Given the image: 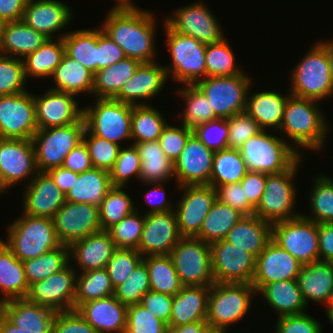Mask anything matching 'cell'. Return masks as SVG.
<instances>
[{
	"label": "cell",
	"instance_id": "obj_1",
	"mask_svg": "<svg viewBox=\"0 0 333 333\" xmlns=\"http://www.w3.org/2000/svg\"><path fill=\"white\" fill-rule=\"evenodd\" d=\"M100 26L123 50L126 57L140 63L155 62L156 22L154 14L131 3L112 7Z\"/></svg>",
	"mask_w": 333,
	"mask_h": 333
},
{
	"label": "cell",
	"instance_id": "obj_2",
	"mask_svg": "<svg viewBox=\"0 0 333 333\" xmlns=\"http://www.w3.org/2000/svg\"><path fill=\"white\" fill-rule=\"evenodd\" d=\"M317 103L316 100L293 95L288 97L279 130L282 136L286 134L289 140H292L293 148L295 145L299 146L298 148L310 149V151H318L323 148L327 134H329V126Z\"/></svg>",
	"mask_w": 333,
	"mask_h": 333
},
{
	"label": "cell",
	"instance_id": "obj_3",
	"mask_svg": "<svg viewBox=\"0 0 333 333\" xmlns=\"http://www.w3.org/2000/svg\"><path fill=\"white\" fill-rule=\"evenodd\" d=\"M290 94L316 101L333 95V73L326 46L319 41L291 71Z\"/></svg>",
	"mask_w": 333,
	"mask_h": 333
},
{
	"label": "cell",
	"instance_id": "obj_4",
	"mask_svg": "<svg viewBox=\"0 0 333 333\" xmlns=\"http://www.w3.org/2000/svg\"><path fill=\"white\" fill-rule=\"evenodd\" d=\"M261 130L239 148L247 171L278 174L288 170L302 155L300 149L276 135ZM297 148V149H296ZM299 151V152H298Z\"/></svg>",
	"mask_w": 333,
	"mask_h": 333
},
{
	"label": "cell",
	"instance_id": "obj_5",
	"mask_svg": "<svg viewBox=\"0 0 333 333\" xmlns=\"http://www.w3.org/2000/svg\"><path fill=\"white\" fill-rule=\"evenodd\" d=\"M3 242L21 261L37 258L57 248L58 241L53 219L22 214L7 228Z\"/></svg>",
	"mask_w": 333,
	"mask_h": 333
},
{
	"label": "cell",
	"instance_id": "obj_6",
	"mask_svg": "<svg viewBox=\"0 0 333 333\" xmlns=\"http://www.w3.org/2000/svg\"><path fill=\"white\" fill-rule=\"evenodd\" d=\"M166 45L170 52L171 63L164 66L168 77L184 85H195L206 77V45L193 37L173 31L166 23ZM172 74V75H171Z\"/></svg>",
	"mask_w": 333,
	"mask_h": 333
},
{
	"label": "cell",
	"instance_id": "obj_7",
	"mask_svg": "<svg viewBox=\"0 0 333 333\" xmlns=\"http://www.w3.org/2000/svg\"><path fill=\"white\" fill-rule=\"evenodd\" d=\"M301 159L302 156L282 173L266 174L264 194L254 211V214L263 221L274 224L301 215L293 211L296 204V194H298L293 181Z\"/></svg>",
	"mask_w": 333,
	"mask_h": 333
},
{
	"label": "cell",
	"instance_id": "obj_8",
	"mask_svg": "<svg viewBox=\"0 0 333 333\" xmlns=\"http://www.w3.org/2000/svg\"><path fill=\"white\" fill-rule=\"evenodd\" d=\"M256 293L252 284L214 283L209 291L207 323L227 332L231 324L247 315Z\"/></svg>",
	"mask_w": 333,
	"mask_h": 333
},
{
	"label": "cell",
	"instance_id": "obj_9",
	"mask_svg": "<svg viewBox=\"0 0 333 333\" xmlns=\"http://www.w3.org/2000/svg\"><path fill=\"white\" fill-rule=\"evenodd\" d=\"M95 102V106L83 108L85 128L91 134L118 145L124 140H132V105L113 98H96Z\"/></svg>",
	"mask_w": 333,
	"mask_h": 333
},
{
	"label": "cell",
	"instance_id": "obj_10",
	"mask_svg": "<svg viewBox=\"0 0 333 333\" xmlns=\"http://www.w3.org/2000/svg\"><path fill=\"white\" fill-rule=\"evenodd\" d=\"M245 72L233 76L205 77L195 85L209 100L218 119H228L246 109L247 94L252 88V78Z\"/></svg>",
	"mask_w": 333,
	"mask_h": 333
},
{
	"label": "cell",
	"instance_id": "obj_11",
	"mask_svg": "<svg viewBox=\"0 0 333 333\" xmlns=\"http://www.w3.org/2000/svg\"><path fill=\"white\" fill-rule=\"evenodd\" d=\"M84 130L83 117L74 124L38 129L32 137L38 171L62 166L65 157L82 141Z\"/></svg>",
	"mask_w": 333,
	"mask_h": 333
},
{
	"label": "cell",
	"instance_id": "obj_12",
	"mask_svg": "<svg viewBox=\"0 0 333 333\" xmlns=\"http://www.w3.org/2000/svg\"><path fill=\"white\" fill-rule=\"evenodd\" d=\"M170 257L183 286L211 287L215 283L209 243L195 237H182Z\"/></svg>",
	"mask_w": 333,
	"mask_h": 333
},
{
	"label": "cell",
	"instance_id": "obj_13",
	"mask_svg": "<svg viewBox=\"0 0 333 333\" xmlns=\"http://www.w3.org/2000/svg\"><path fill=\"white\" fill-rule=\"evenodd\" d=\"M272 240L302 265L320 260L318 224L302 215L272 224Z\"/></svg>",
	"mask_w": 333,
	"mask_h": 333
},
{
	"label": "cell",
	"instance_id": "obj_14",
	"mask_svg": "<svg viewBox=\"0 0 333 333\" xmlns=\"http://www.w3.org/2000/svg\"><path fill=\"white\" fill-rule=\"evenodd\" d=\"M215 283L252 284L256 258L245 249L224 240L210 243Z\"/></svg>",
	"mask_w": 333,
	"mask_h": 333
},
{
	"label": "cell",
	"instance_id": "obj_15",
	"mask_svg": "<svg viewBox=\"0 0 333 333\" xmlns=\"http://www.w3.org/2000/svg\"><path fill=\"white\" fill-rule=\"evenodd\" d=\"M201 0L182 6L173 15L165 17L166 23L173 31L195 38L202 44L219 43L225 37L215 14Z\"/></svg>",
	"mask_w": 333,
	"mask_h": 333
},
{
	"label": "cell",
	"instance_id": "obj_16",
	"mask_svg": "<svg viewBox=\"0 0 333 333\" xmlns=\"http://www.w3.org/2000/svg\"><path fill=\"white\" fill-rule=\"evenodd\" d=\"M37 130L34 94L0 95V138L32 140Z\"/></svg>",
	"mask_w": 333,
	"mask_h": 333
},
{
	"label": "cell",
	"instance_id": "obj_17",
	"mask_svg": "<svg viewBox=\"0 0 333 333\" xmlns=\"http://www.w3.org/2000/svg\"><path fill=\"white\" fill-rule=\"evenodd\" d=\"M68 264L60 272L29 285L28 301L56 312L74 310L77 271Z\"/></svg>",
	"mask_w": 333,
	"mask_h": 333
},
{
	"label": "cell",
	"instance_id": "obj_18",
	"mask_svg": "<svg viewBox=\"0 0 333 333\" xmlns=\"http://www.w3.org/2000/svg\"><path fill=\"white\" fill-rule=\"evenodd\" d=\"M53 222L58 241L67 246L101 230L99 207L92 204L66 201Z\"/></svg>",
	"mask_w": 333,
	"mask_h": 333
},
{
	"label": "cell",
	"instance_id": "obj_19",
	"mask_svg": "<svg viewBox=\"0 0 333 333\" xmlns=\"http://www.w3.org/2000/svg\"><path fill=\"white\" fill-rule=\"evenodd\" d=\"M183 192L174 212L182 237H196L201 225L215 203L216 192L211 185L180 186Z\"/></svg>",
	"mask_w": 333,
	"mask_h": 333
},
{
	"label": "cell",
	"instance_id": "obj_20",
	"mask_svg": "<svg viewBox=\"0 0 333 333\" xmlns=\"http://www.w3.org/2000/svg\"><path fill=\"white\" fill-rule=\"evenodd\" d=\"M38 172L32 140L0 138V177L9 188L26 178L28 185Z\"/></svg>",
	"mask_w": 333,
	"mask_h": 333
},
{
	"label": "cell",
	"instance_id": "obj_21",
	"mask_svg": "<svg viewBox=\"0 0 333 333\" xmlns=\"http://www.w3.org/2000/svg\"><path fill=\"white\" fill-rule=\"evenodd\" d=\"M214 153L193 133L174 162L177 186L210 185Z\"/></svg>",
	"mask_w": 333,
	"mask_h": 333
},
{
	"label": "cell",
	"instance_id": "obj_22",
	"mask_svg": "<svg viewBox=\"0 0 333 333\" xmlns=\"http://www.w3.org/2000/svg\"><path fill=\"white\" fill-rule=\"evenodd\" d=\"M181 238L174 210L145 214V223L137 250L143 257L170 255Z\"/></svg>",
	"mask_w": 333,
	"mask_h": 333
},
{
	"label": "cell",
	"instance_id": "obj_23",
	"mask_svg": "<svg viewBox=\"0 0 333 333\" xmlns=\"http://www.w3.org/2000/svg\"><path fill=\"white\" fill-rule=\"evenodd\" d=\"M302 266L294 256L271 240L256 258L252 286L258 292L272 282L297 279Z\"/></svg>",
	"mask_w": 333,
	"mask_h": 333
},
{
	"label": "cell",
	"instance_id": "obj_24",
	"mask_svg": "<svg viewBox=\"0 0 333 333\" xmlns=\"http://www.w3.org/2000/svg\"><path fill=\"white\" fill-rule=\"evenodd\" d=\"M44 95H34L38 129L74 124L83 117L74 94L48 89Z\"/></svg>",
	"mask_w": 333,
	"mask_h": 333
},
{
	"label": "cell",
	"instance_id": "obj_25",
	"mask_svg": "<svg viewBox=\"0 0 333 333\" xmlns=\"http://www.w3.org/2000/svg\"><path fill=\"white\" fill-rule=\"evenodd\" d=\"M158 64L156 61L141 63L113 99L132 106L149 105L144 100H151L158 93L160 94L169 79L165 67Z\"/></svg>",
	"mask_w": 333,
	"mask_h": 333
},
{
	"label": "cell",
	"instance_id": "obj_26",
	"mask_svg": "<svg viewBox=\"0 0 333 333\" xmlns=\"http://www.w3.org/2000/svg\"><path fill=\"white\" fill-rule=\"evenodd\" d=\"M23 214L53 219L66 203V194L47 172H38L25 187Z\"/></svg>",
	"mask_w": 333,
	"mask_h": 333
},
{
	"label": "cell",
	"instance_id": "obj_27",
	"mask_svg": "<svg viewBox=\"0 0 333 333\" xmlns=\"http://www.w3.org/2000/svg\"><path fill=\"white\" fill-rule=\"evenodd\" d=\"M72 14L71 8L59 0H27L21 20L46 37L55 38L54 33L70 24Z\"/></svg>",
	"mask_w": 333,
	"mask_h": 333
},
{
	"label": "cell",
	"instance_id": "obj_28",
	"mask_svg": "<svg viewBox=\"0 0 333 333\" xmlns=\"http://www.w3.org/2000/svg\"><path fill=\"white\" fill-rule=\"evenodd\" d=\"M0 312L23 333H51L56 311L28 301L12 299L0 303Z\"/></svg>",
	"mask_w": 333,
	"mask_h": 333
},
{
	"label": "cell",
	"instance_id": "obj_29",
	"mask_svg": "<svg viewBox=\"0 0 333 333\" xmlns=\"http://www.w3.org/2000/svg\"><path fill=\"white\" fill-rule=\"evenodd\" d=\"M303 299L326 305V316L333 308V263L316 261L303 265L297 277Z\"/></svg>",
	"mask_w": 333,
	"mask_h": 333
},
{
	"label": "cell",
	"instance_id": "obj_30",
	"mask_svg": "<svg viewBox=\"0 0 333 333\" xmlns=\"http://www.w3.org/2000/svg\"><path fill=\"white\" fill-rule=\"evenodd\" d=\"M127 309L112 295L82 303L76 310L97 333H119L126 329Z\"/></svg>",
	"mask_w": 333,
	"mask_h": 333
},
{
	"label": "cell",
	"instance_id": "obj_31",
	"mask_svg": "<svg viewBox=\"0 0 333 333\" xmlns=\"http://www.w3.org/2000/svg\"><path fill=\"white\" fill-rule=\"evenodd\" d=\"M116 249L107 230L88 235L69 246V259L75 260L81 272L106 268Z\"/></svg>",
	"mask_w": 333,
	"mask_h": 333
},
{
	"label": "cell",
	"instance_id": "obj_32",
	"mask_svg": "<svg viewBox=\"0 0 333 333\" xmlns=\"http://www.w3.org/2000/svg\"><path fill=\"white\" fill-rule=\"evenodd\" d=\"M210 287L182 286L173 296L172 314L168 327L206 321Z\"/></svg>",
	"mask_w": 333,
	"mask_h": 333
},
{
	"label": "cell",
	"instance_id": "obj_33",
	"mask_svg": "<svg viewBox=\"0 0 333 333\" xmlns=\"http://www.w3.org/2000/svg\"><path fill=\"white\" fill-rule=\"evenodd\" d=\"M247 94L245 112L251 116L262 130L280 129L288 97L275 91H259Z\"/></svg>",
	"mask_w": 333,
	"mask_h": 333
},
{
	"label": "cell",
	"instance_id": "obj_34",
	"mask_svg": "<svg viewBox=\"0 0 333 333\" xmlns=\"http://www.w3.org/2000/svg\"><path fill=\"white\" fill-rule=\"evenodd\" d=\"M225 240L251 253L255 258L272 240V224L253 215H244L228 232Z\"/></svg>",
	"mask_w": 333,
	"mask_h": 333
},
{
	"label": "cell",
	"instance_id": "obj_35",
	"mask_svg": "<svg viewBox=\"0 0 333 333\" xmlns=\"http://www.w3.org/2000/svg\"><path fill=\"white\" fill-rule=\"evenodd\" d=\"M48 39L22 20L5 22L0 36V54L23 59Z\"/></svg>",
	"mask_w": 333,
	"mask_h": 333
},
{
	"label": "cell",
	"instance_id": "obj_36",
	"mask_svg": "<svg viewBox=\"0 0 333 333\" xmlns=\"http://www.w3.org/2000/svg\"><path fill=\"white\" fill-rule=\"evenodd\" d=\"M112 187L109 171L93 167L80 174L74 172V183L66 193V201L99 207Z\"/></svg>",
	"mask_w": 333,
	"mask_h": 333
},
{
	"label": "cell",
	"instance_id": "obj_37",
	"mask_svg": "<svg viewBox=\"0 0 333 333\" xmlns=\"http://www.w3.org/2000/svg\"><path fill=\"white\" fill-rule=\"evenodd\" d=\"M0 303L25 298L29 290L23 261L19 260L7 245L0 240Z\"/></svg>",
	"mask_w": 333,
	"mask_h": 333
},
{
	"label": "cell",
	"instance_id": "obj_38",
	"mask_svg": "<svg viewBox=\"0 0 333 333\" xmlns=\"http://www.w3.org/2000/svg\"><path fill=\"white\" fill-rule=\"evenodd\" d=\"M257 294H262L278 317L305 313V303L297 280H280L264 285Z\"/></svg>",
	"mask_w": 333,
	"mask_h": 333
},
{
	"label": "cell",
	"instance_id": "obj_39",
	"mask_svg": "<svg viewBox=\"0 0 333 333\" xmlns=\"http://www.w3.org/2000/svg\"><path fill=\"white\" fill-rule=\"evenodd\" d=\"M134 145L141 158L139 180L142 183H166L175 177L174 163L167 158L158 140Z\"/></svg>",
	"mask_w": 333,
	"mask_h": 333
},
{
	"label": "cell",
	"instance_id": "obj_40",
	"mask_svg": "<svg viewBox=\"0 0 333 333\" xmlns=\"http://www.w3.org/2000/svg\"><path fill=\"white\" fill-rule=\"evenodd\" d=\"M51 77L56 85L55 88H50L52 90L71 93L76 96L83 92L92 95L94 74L66 53H64L60 64Z\"/></svg>",
	"mask_w": 333,
	"mask_h": 333
},
{
	"label": "cell",
	"instance_id": "obj_41",
	"mask_svg": "<svg viewBox=\"0 0 333 333\" xmlns=\"http://www.w3.org/2000/svg\"><path fill=\"white\" fill-rule=\"evenodd\" d=\"M141 63L125 57L119 62L98 70L93 78L92 94L96 98H114Z\"/></svg>",
	"mask_w": 333,
	"mask_h": 333
},
{
	"label": "cell",
	"instance_id": "obj_42",
	"mask_svg": "<svg viewBox=\"0 0 333 333\" xmlns=\"http://www.w3.org/2000/svg\"><path fill=\"white\" fill-rule=\"evenodd\" d=\"M63 35L60 34L57 41L54 38H48L36 51L23 58L26 80L28 77L49 78L52 76L65 53Z\"/></svg>",
	"mask_w": 333,
	"mask_h": 333
},
{
	"label": "cell",
	"instance_id": "obj_43",
	"mask_svg": "<svg viewBox=\"0 0 333 333\" xmlns=\"http://www.w3.org/2000/svg\"><path fill=\"white\" fill-rule=\"evenodd\" d=\"M65 53L89 71H98V29H80L63 35Z\"/></svg>",
	"mask_w": 333,
	"mask_h": 333
},
{
	"label": "cell",
	"instance_id": "obj_44",
	"mask_svg": "<svg viewBox=\"0 0 333 333\" xmlns=\"http://www.w3.org/2000/svg\"><path fill=\"white\" fill-rule=\"evenodd\" d=\"M243 213L216 200L204 219L199 234L195 237L206 243L224 240L229 230L238 223Z\"/></svg>",
	"mask_w": 333,
	"mask_h": 333
},
{
	"label": "cell",
	"instance_id": "obj_45",
	"mask_svg": "<svg viewBox=\"0 0 333 333\" xmlns=\"http://www.w3.org/2000/svg\"><path fill=\"white\" fill-rule=\"evenodd\" d=\"M150 280V290L171 296L182 288L170 255L144 256Z\"/></svg>",
	"mask_w": 333,
	"mask_h": 333
},
{
	"label": "cell",
	"instance_id": "obj_46",
	"mask_svg": "<svg viewBox=\"0 0 333 333\" xmlns=\"http://www.w3.org/2000/svg\"><path fill=\"white\" fill-rule=\"evenodd\" d=\"M152 105L132 106L131 135L133 145L159 139L167 121L157 108Z\"/></svg>",
	"mask_w": 333,
	"mask_h": 333
},
{
	"label": "cell",
	"instance_id": "obj_47",
	"mask_svg": "<svg viewBox=\"0 0 333 333\" xmlns=\"http://www.w3.org/2000/svg\"><path fill=\"white\" fill-rule=\"evenodd\" d=\"M247 173L246 164L239 149L226 148L216 151L213 157L210 185L241 182Z\"/></svg>",
	"mask_w": 333,
	"mask_h": 333
},
{
	"label": "cell",
	"instance_id": "obj_48",
	"mask_svg": "<svg viewBox=\"0 0 333 333\" xmlns=\"http://www.w3.org/2000/svg\"><path fill=\"white\" fill-rule=\"evenodd\" d=\"M70 262L69 246L60 244L37 258L23 261L25 276L29 285L42 281L60 272Z\"/></svg>",
	"mask_w": 333,
	"mask_h": 333
},
{
	"label": "cell",
	"instance_id": "obj_49",
	"mask_svg": "<svg viewBox=\"0 0 333 333\" xmlns=\"http://www.w3.org/2000/svg\"><path fill=\"white\" fill-rule=\"evenodd\" d=\"M185 101L186 108L181 116L182 125L193 130L199 125L218 119L209 105V100L196 85H185L176 91Z\"/></svg>",
	"mask_w": 333,
	"mask_h": 333
},
{
	"label": "cell",
	"instance_id": "obj_50",
	"mask_svg": "<svg viewBox=\"0 0 333 333\" xmlns=\"http://www.w3.org/2000/svg\"><path fill=\"white\" fill-rule=\"evenodd\" d=\"M114 295V288L106 268L82 272L76 276L74 309L87 301Z\"/></svg>",
	"mask_w": 333,
	"mask_h": 333
},
{
	"label": "cell",
	"instance_id": "obj_51",
	"mask_svg": "<svg viewBox=\"0 0 333 333\" xmlns=\"http://www.w3.org/2000/svg\"><path fill=\"white\" fill-rule=\"evenodd\" d=\"M309 193L311 216L301 214L317 224L333 222V178L318 175Z\"/></svg>",
	"mask_w": 333,
	"mask_h": 333
},
{
	"label": "cell",
	"instance_id": "obj_52",
	"mask_svg": "<svg viewBox=\"0 0 333 333\" xmlns=\"http://www.w3.org/2000/svg\"><path fill=\"white\" fill-rule=\"evenodd\" d=\"M125 187L113 186L99 206L101 230H108L120 220L136 210L134 202L123 190Z\"/></svg>",
	"mask_w": 333,
	"mask_h": 333
},
{
	"label": "cell",
	"instance_id": "obj_53",
	"mask_svg": "<svg viewBox=\"0 0 333 333\" xmlns=\"http://www.w3.org/2000/svg\"><path fill=\"white\" fill-rule=\"evenodd\" d=\"M231 48L225 38L219 43L206 45V77L233 76L244 73L241 68L237 67Z\"/></svg>",
	"mask_w": 333,
	"mask_h": 333
},
{
	"label": "cell",
	"instance_id": "obj_54",
	"mask_svg": "<svg viewBox=\"0 0 333 333\" xmlns=\"http://www.w3.org/2000/svg\"><path fill=\"white\" fill-rule=\"evenodd\" d=\"M145 223V214L139 215L138 209L110 227L111 239L116 248L138 249Z\"/></svg>",
	"mask_w": 333,
	"mask_h": 333
},
{
	"label": "cell",
	"instance_id": "obj_55",
	"mask_svg": "<svg viewBox=\"0 0 333 333\" xmlns=\"http://www.w3.org/2000/svg\"><path fill=\"white\" fill-rule=\"evenodd\" d=\"M150 290L146 263L142 260L128 278L114 289V296L127 306L139 304L142 296Z\"/></svg>",
	"mask_w": 333,
	"mask_h": 333
},
{
	"label": "cell",
	"instance_id": "obj_56",
	"mask_svg": "<svg viewBox=\"0 0 333 333\" xmlns=\"http://www.w3.org/2000/svg\"><path fill=\"white\" fill-rule=\"evenodd\" d=\"M82 141L88 148L94 168L110 171L117 160L121 146L91 134L86 128Z\"/></svg>",
	"mask_w": 333,
	"mask_h": 333
},
{
	"label": "cell",
	"instance_id": "obj_57",
	"mask_svg": "<svg viewBox=\"0 0 333 333\" xmlns=\"http://www.w3.org/2000/svg\"><path fill=\"white\" fill-rule=\"evenodd\" d=\"M23 59L0 54V95L26 92Z\"/></svg>",
	"mask_w": 333,
	"mask_h": 333
},
{
	"label": "cell",
	"instance_id": "obj_58",
	"mask_svg": "<svg viewBox=\"0 0 333 333\" xmlns=\"http://www.w3.org/2000/svg\"><path fill=\"white\" fill-rule=\"evenodd\" d=\"M141 158L135 145L120 148L116 162L109 171L112 186L125 187L131 177L139 180Z\"/></svg>",
	"mask_w": 333,
	"mask_h": 333
},
{
	"label": "cell",
	"instance_id": "obj_59",
	"mask_svg": "<svg viewBox=\"0 0 333 333\" xmlns=\"http://www.w3.org/2000/svg\"><path fill=\"white\" fill-rule=\"evenodd\" d=\"M142 260L138 250L116 248L106 266L113 288L122 284Z\"/></svg>",
	"mask_w": 333,
	"mask_h": 333
},
{
	"label": "cell",
	"instance_id": "obj_60",
	"mask_svg": "<svg viewBox=\"0 0 333 333\" xmlns=\"http://www.w3.org/2000/svg\"><path fill=\"white\" fill-rule=\"evenodd\" d=\"M126 330L131 333H167L168 325L139 303L128 306Z\"/></svg>",
	"mask_w": 333,
	"mask_h": 333
},
{
	"label": "cell",
	"instance_id": "obj_61",
	"mask_svg": "<svg viewBox=\"0 0 333 333\" xmlns=\"http://www.w3.org/2000/svg\"><path fill=\"white\" fill-rule=\"evenodd\" d=\"M228 132L227 119L209 121L193 129L199 140L214 152L228 148Z\"/></svg>",
	"mask_w": 333,
	"mask_h": 333
},
{
	"label": "cell",
	"instance_id": "obj_62",
	"mask_svg": "<svg viewBox=\"0 0 333 333\" xmlns=\"http://www.w3.org/2000/svg\"><path fill=\"white\" fill-rule=\"evenodd\" d=\"M229 126L228 148L239 149L243 143L262 129L245 111L227 119Z\"/></svg>",
	"mask_w": 333,
	"mask_h": 333
},
{
	"label": "cell",
	"instance_id": "obj_63",
	"mask_svg": "<svg viewBox=\"0 0 333 333\" xmlns=\"http://www.w3.org/2000/svg\"><path fill=\"white\" fill-rule=\"evenodd\" d=\"M193 134V130L181 124V126L167 125L163 128L159 136V144L167 158L173 163L182 153L188 138Z\"/></svg>",
	"mask_w": 333,
	"mask_h": 333
},
{
	"label": "cell",
	"instance_id": "obj_64",
	"mask_svg": "<svg viewBox=\"0 0 333 333\" xmlns=\"http://www.w3.org/2000/svg\"><path fill=\"white\" fill-rule=\"evenodd\" d=\"M275 333H322V325L308 313L277 317Z\"/></svg>",
	"mask_w": 333,
	"mask_h": 333
},
{
	"label": "cell",
	"instance_id": "obj_65",
	"mask_svg": "<svg viewBox=\"0 0 333 333\" xmlns=\"http://www.w3.org/2000/svg\"><path fill=\"white\" fill-rule=\"evenodd\" d=\"M216 199L237 209L244 215H253L255 208L248 202L241 182L215 187Z\"/></svg>",
	"mask_w": 333,
	"mask_h": 333
},
{
	"label": "cell",
	"instance_id": "obj_66",
	"mask_svg": "<svg viewBox=\"0 0 333 333\" xmlns=\"http://www.w3.org/2000/svg\"><path fill=\"white\" fill-rule=\"evenodd\" d=\"M51 333H97L77 310L57 312Z\"/></svg>",
	"mask_w": 333,
	"mask_h": 333
},
{
	"label": "cell",
	"instance_id": "obj_67",
	"mask_svg": "<svg viewBox=\"0 0 333 333\" xmlns=\"http://www.w3.org/2000/svg\"><path fill=\"white\" fill-rule=\"evenodd\" d=\"M140 304L169 325L173 296L149 290L142 296Z\"/></svg>",
	"mask_w": 333,
	"mask_h": 333
},
{
	"label": "cell",
	"instance_id": "obj_68",
	"mask_svg": "<svg viewBox=\"0 0 333 333\" xmlns=\"http://www.w3.org/2000/svg\"><path fill=\"white\" fill-rule=\"evenodd\" d=\"M121 47L101 27L98 28V70L113 65L125 58Z\"/></svg>",
	"mask_w": 333,
	"mask_h": 333
},
{
	"label": "cell",
	"instance_id": "obj_69",
	"mask_svg": "<svg viewBox=\"0 0 333 333\" xmlns=\"http://www.w3.org/2000/svg\"><path fill=\"white\" fill-rule=\"evenodd\" d=\"M265 183L266 173L256 171H247L246 175L241 180L245 196L254 208H256L261 201L262 195L264 194Z\"/></svg>",
	"mask_w": 333,
	"mask_h": 333
},
{
	"label": "cell",
	"instance_id": "obj_70",
	"mask_svg": "<svg viewBox=\"0 0 333 333\" xmlns=\"http://www.w3.org/2000/svg\"><path fill=\"white\" fill-rule=\"evenodd\" d=\"M62 167L78 174L93 168L88 148L83 141L65 157Z\"/></svg>",
	"mask_w": 333,
	"mask_h": 333
},
{
	"label": "cell",
	"instance_id": "obj_71",
	"mask_svg": "<svg viewBox=\"0 0 333 333\" xmlns=\"http://www.w3.org/2000/svg\"><path fill=\"white\" fill-rule=\"evenodd\" d=\"M155 184V185H154ZM164 183H150L152 189L144 193V199L147 204L151 207L149 210H146L147 213L144 214H152V213H161L173 211V204L171 205L170 201L166 200V191L164 189ZM173 206V207H172Z\"/></svg>",
	"mask_w": 333,
	"mask_h": 333
},
{
	"label": "cell",
	"instance_id": "obj_72",
	"mask_svg": "<svg viewBox=\"0 0 333 333\" xmlns=\"http://www.w3.org/2000/svg\"><path fill=\"white\" fill-rule=\"evenodd\" d=\"M320 261L333 263V222L318 224Z\"/></svg>",
	"mask_w": 333,
	"mask_h": 333
},
{
	"label": "cell",
	"instance_id": "obj_73",
	"mask_svg": "<svg viewBox=\"0 0 333 333\" xmlns=\"http://www.w3.org/2000/svg\"><path fill=\"white\" fill-rule=\"evenodd\" d=\"M27 0H0V18L4 22L22 19Z\"/></svg>",
	"mask_w": 333,
	"mask_h": 333
},
{
	"label": "cell",
	"instance_id": "obj_74",
	"mask_svg": "<svg viewBox=\"0 0 333 333\" xmlns=\"http://www.w3.org/2000/svg\"><path fill=\"white\" fill-rule=\"evenodd\" d=\"M47 173L63 193H67L74 183V172L62 166L49 169Z\"/></svg>",
	"mask_w": 333,
	"mask_h": 333
},
{
	"label": "cell",
	"instance_id": "obj_75",
	"mask_svg": "<svg viewBox=\"0 0 333 333\" xmlns=\"http://www.w3.org/2000/svg\"><path fill=\"white\" fill-rule=\"evenodd\" d=\"M207 324V321H199L177 327H168L167 333H200Z\"/></svg>",
	"mask_w": 333,
	"mask_h": 333
},
{
	"label": "cell",
	"instance_id": "obj_76",
	"mask_svg": "<svg viewBox=\"0 0 333 333\" xmlns=\"http://www.w3.org/2000/svg\"><path fill=\"white\" fill-rule=\"evenodd\" d=\"M0 333H23L0 312Z\"/></svg>",
	"mask_w": 333,
	"mask_h": 333
},
{
	"label": "cell",
	"instance_id": "obj_77",
	"mask_svg": "<svg viewBox=\"0 0 333 333\" xmlns=\"http://www.w3.org/2000/svg\"><path fill=\"white\" fill-rule=\"evenodd\" d=\"M322 43L326 46L327 51L329 53V61H330L331 71L333 73V40L329 41L324 40V42L322 41Z\"/></svg>",
	"mask_w": 333,
	"mask_h": 333
},
{
	"label": "cell",
	"instance_id": "obj_78",
	"mask_svg": "<svg viewBox=\"0 0 333 333\" xmlns=\"http://www.w3.org/2000/svg\"><path fill=\"white\" fill-rule=\"evenodd\" d=\"M200 333H226L223 329L217 328L213 325L207 324Z\"/></svg>",
	"mask_w": 333,
	"mask_h": 333
},
{
	"label": "cell",
	"instance_id": "obj_79",
	"mask_svg": "<svg viewBox=\"0 0 333 333\" xmlns=\"http://www.w3.org/2000/svg\"><path fill=\"white\" fill-rule=\"evenodd\" d=\"M9 187L5 184L4 180L0 177V195L3 194V192H6Z\"/></svg>",
	"mask_w": 333,
	"mask_h": 333
},
{
	"label": "cell",
	"instance_id": "obj_80",
	"mask_svg": "<svg viewBox=\"0 0 333 333\" xmlns=\"http://www.w3.org/2000/svg\"><path fill=\"white\" fill-rule=\"evenodd\" d=\"M131 0H117V4L114 7H121L131 4Z\"/></svg>",
	"mask_w": 333,
	"mask_h": 333
}]
</instances>
